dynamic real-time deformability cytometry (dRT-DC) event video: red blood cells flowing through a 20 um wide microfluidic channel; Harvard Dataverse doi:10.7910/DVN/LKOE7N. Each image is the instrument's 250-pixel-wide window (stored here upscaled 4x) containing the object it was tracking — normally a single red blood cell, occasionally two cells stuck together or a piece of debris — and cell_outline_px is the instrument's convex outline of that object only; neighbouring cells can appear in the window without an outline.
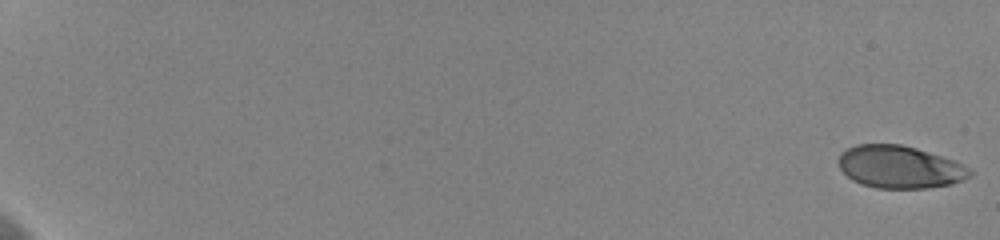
{"species": "human", "species_latin": "Homo sapiens", "temperature_condition": "cold", "stored_images_in_passage": 59, "camera_frame_rate_fps": 3000, "um_per_image_px": 0.085, "donor": {"sex": "female"}, "frame": {"image": 1, "passage_image": 1, "time_ms": 0.0, "image_size_px": [1000, 240], "cell_outline_px": [[972, 176], [964, 180], [952, 184], [928, 188], [876, 188], [860, 184], [852, 180], [840, 168], [836, 160], [840, 152], [856, 144], [900, 144], [916, 148], [952, 160], [968, 168], [972, 172]], "centroid_in_image_um": [76.43, 14.2], "position_along_channel_um": 8.6, "area_um2": 32.6}}
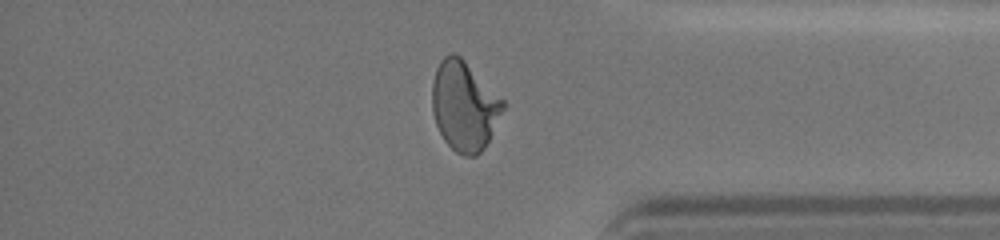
{"frame": {"image": 2, "passage_image": 52, "time_ms": 17.0, "image_size_px": [1000, 240], "cell_outline_px": [[504, 108], [484, 148], [476, 156], [464, 156], [456, 152], [444, 140], [436, 124], [432, 112], [432, 84], [436, 68], [440, 60], [444, 56], [452, 52], [460, 56], [504, 100]], "centroid_in_image_um": [39.44, 9.0], "position_along_channel_um": 395.8, "area_um2": 36.65}}
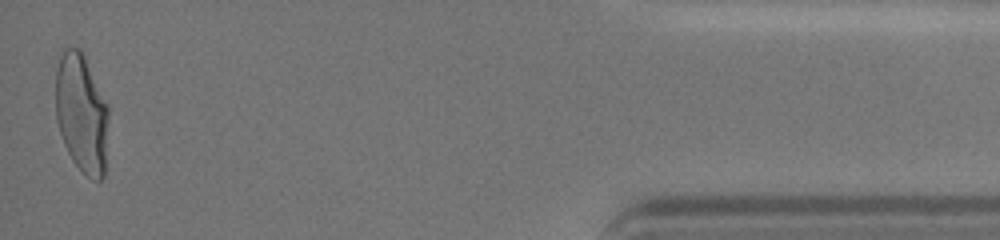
{"frame": {"image": 3, "passage_image": 59, "time_ms": 19.333, "image_size_px": [1000, 240], "cell_outline_px": [[108, 116], [104, 176], [100, 180], [96, 180], [80, 172], [72, 160], [64, 144], [56, 120], [56, 72], [60, 56], [64, 48], [80, 48], [84, 52], [108, 104]], "centroid_in_image_um": [6.94, 9.6], "position_along_channel_um": 428.3, "area_um2": 37.05}, "authors_computed_cell_mechanics": {"area_um2": 35.1424, "velocity_mm_per_s": 3.6214, "shape_relaxation_time_tau1_ms": 4.0548, "shape_relaxation_time_tau2_ms": null, "deformation_change_tau1": 0.1857, "deformation_change_tau2": null}}